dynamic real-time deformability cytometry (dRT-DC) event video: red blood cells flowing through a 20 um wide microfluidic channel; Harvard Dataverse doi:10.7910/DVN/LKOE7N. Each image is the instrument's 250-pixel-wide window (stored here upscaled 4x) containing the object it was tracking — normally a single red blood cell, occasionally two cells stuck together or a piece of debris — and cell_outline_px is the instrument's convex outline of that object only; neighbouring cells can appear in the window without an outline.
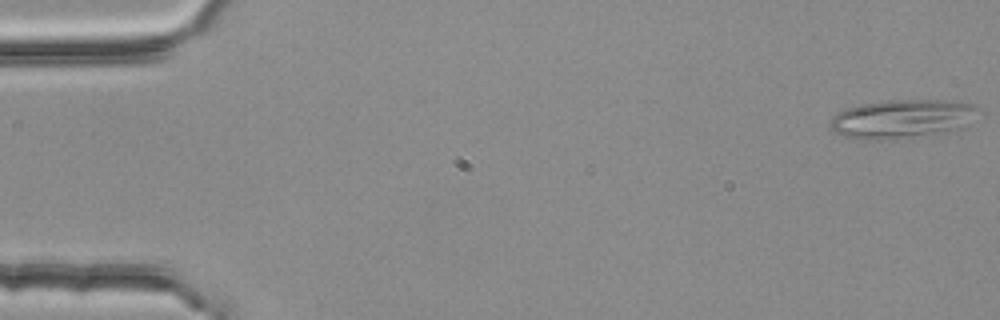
{"species": "common noctule bat (a hibernating species)", "species_latin": "Nyctalus noctula", "temperature_condition": "room temperature", "stored_images_in_passage": 56, "segment_of_instrument_passage": [1, 2], "camera_frame_rate_fps": 3000, "um_per_image_px": 0.085, "animal": {"sex": "female", "body_mass_g": 25.1}, "frame": {"image": 1, "passage_image": 1, "time_ms": 0.0, "image_size_px": [1000, 320], "cell_outline_px": [[980, 108], [964, 128], [880, 140], [872, 140], [844, 136], [836, 132], [832, 128], [832, 116], [836, 112], [848, 108], [864, 104], [892, 100], [952, 100], [972, 104]], "centroid_in_image_um": [76.69, 10.07], "position_along_channel_um": 8.3, "area_um2": 32.54}}
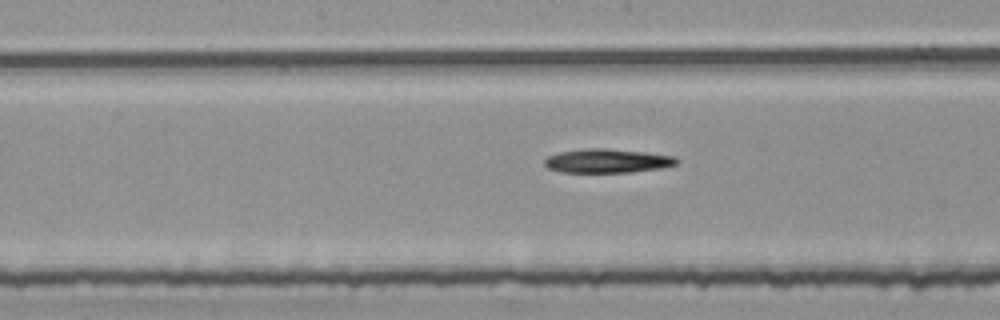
{"frame": {"image": 2, "passage_image": 28, "time_ms": 9.0, "image_size_px": [1000, 320], "cell_outline_px": [[676, 164], [660, 168], [632, 172], [560, 172], [548, 168], [544, 164], [544, 160], [548, 156], [560, 152], [584, 148], [604, 148], [644, 152], [676, 156]], "centroid_in_image_um": [51.58, 13.67], "position_along_channel_um": 196.6, "area_um2": 18.32}}
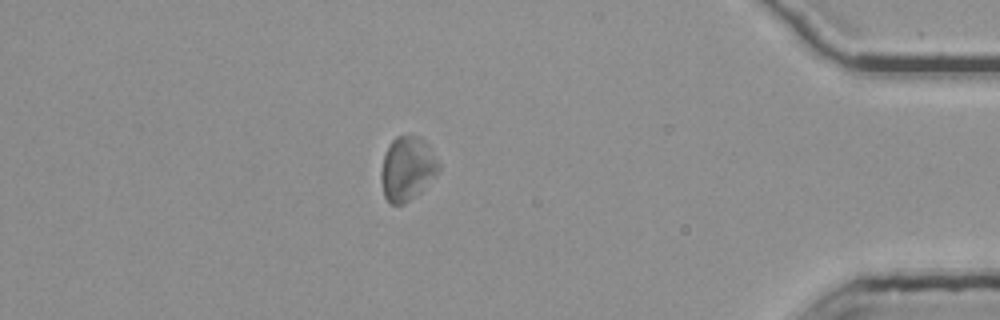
{"frame": {"image": 3, "passage_image": 48, "time_ms": 15.667, "image_size_px": [1000, 320], "cell_outline_px": [[440, 172], [420, 192], [404, 204], [388, 204], [384, 196], [380, 180], [380, 172], [384, 156], [388, 144], [396, 136], [420, 136], [428, 144], [440, 164]], "centroid_in_image_um": [34.61, 14.34], "position_along_channel_um": 400.6, "area_um2": 21.79}}